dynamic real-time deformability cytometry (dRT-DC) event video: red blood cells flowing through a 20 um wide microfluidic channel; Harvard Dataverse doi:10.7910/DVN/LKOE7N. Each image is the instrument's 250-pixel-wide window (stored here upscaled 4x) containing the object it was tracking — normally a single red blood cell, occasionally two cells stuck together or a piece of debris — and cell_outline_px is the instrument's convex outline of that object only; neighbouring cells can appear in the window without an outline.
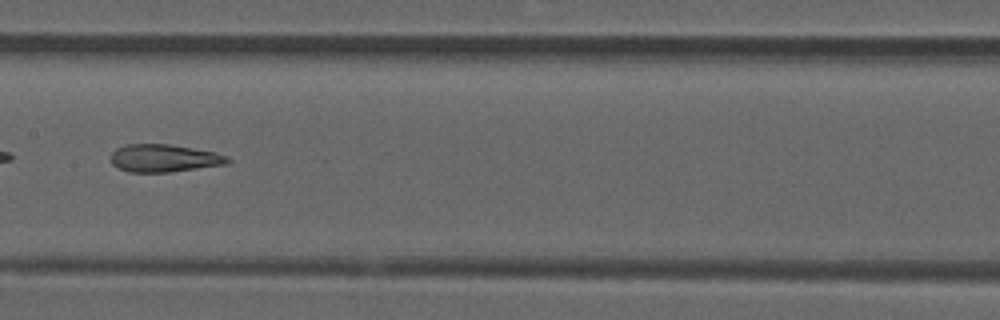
{"species": "common noctule bat (a hibernating species)", "species_latin": "Nyctalus noctula", "temperature_condition": "room temperature", "stored_images_in_passage": 38, "camera_frame_rate_fps": 3000, "um_per_image_px": 0.085, "animal": {"sex": "male", "forearm_length_mm": 52.5}, "frame": {"image": 1, "passage_image": 12, "time_ms": 3.667, "image_size_px": [1000, 320], "cell_outline_px": [[232, 160], [228, 164], [168, 172], [128, 172], [112, 164], [112, 152], [116, 148], [128, 144], [168, 144], [216, 152], [228, 156]], "centroid_in_image_um": [13.98, 13.44], "position_along_channel_um": 193.4, "area_um2": 18.79}, "authors_computed_cell_mechanics": {"area_um2": 18.9006, "velocity_mm_per_s": 3.8881, "shape_relaxation_time_tau1_ms": null, "shape_relaxation_time_tau2_ms": 3.3668, "deformation_change_tau1": null, "deformation_change_tau2": 0.1468}}